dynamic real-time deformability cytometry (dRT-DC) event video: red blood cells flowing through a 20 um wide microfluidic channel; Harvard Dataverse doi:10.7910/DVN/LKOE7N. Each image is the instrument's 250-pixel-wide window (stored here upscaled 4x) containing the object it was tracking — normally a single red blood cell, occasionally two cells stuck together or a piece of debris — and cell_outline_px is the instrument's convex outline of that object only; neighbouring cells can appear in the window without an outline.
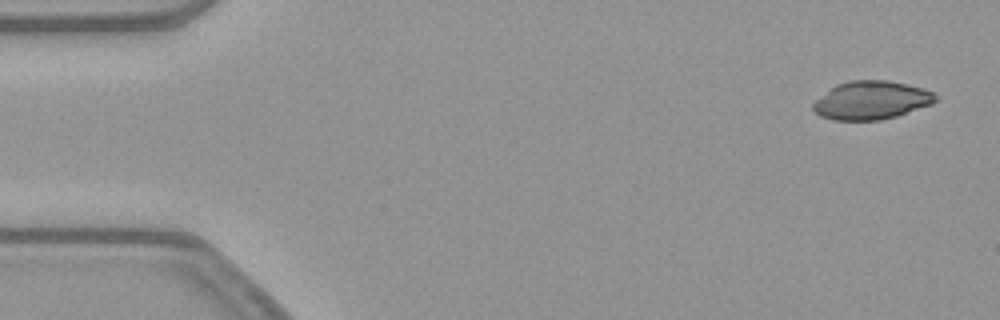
{"species": "common noctule bat (a hibernating species)", "species_latin": "Nyctalus noctula", "temperature_condition": "warm", "stored_images_in_passage": 52, "camera_frame_rate_fps": 3000, "um_per_image_px": 0.085, "animal": {"sex": "female", "body_mass_g": 21.9}, "frame": {"image": 1, "passage_image": 2, "time_ms": 0.333, "image_size_px": [1000, 320], "cell_outline_px": [[940, 100], [932, 104], [896, 116], [880, 120], [832, 120], [820, 116], [812, 108], [812, 104], [816, 100], [836, 84], [848, 80], [888, 80], [908, 84], [924, 88], [940, 96]], "centroid_in_image_um": [74.1, 8.51], "position_along_channel_um": 10.9, "area_um2": 27.57}}
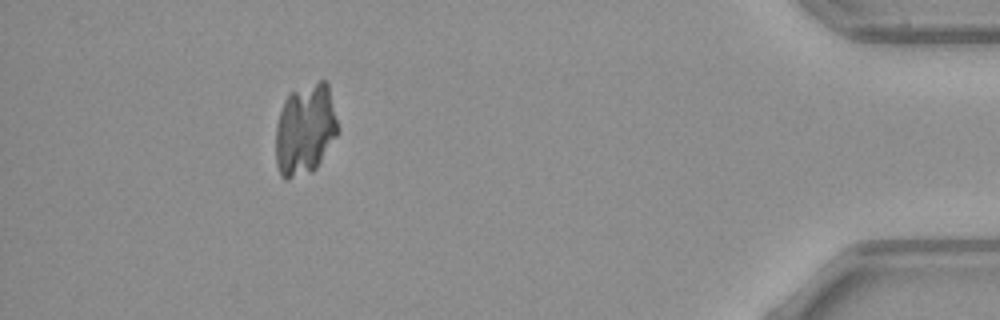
{"frame": {"image": 2, "passage_image": 47, "time_ms": 15.333, "image_size_px": [1000, 320], "cell_outline_px": [[336, 136], [316, 168], [312, 172], [288, 180], [284, 180], [280, 176], [276, 164], [276, 124], [284, 100], [292, 92], [320, 80], [324, 80], [328, 84], [336, 120]], "centroid_in_image_um": [25.9, 11.06], "position_along_channel_um": 409.3, "area_um2": 32.66}}